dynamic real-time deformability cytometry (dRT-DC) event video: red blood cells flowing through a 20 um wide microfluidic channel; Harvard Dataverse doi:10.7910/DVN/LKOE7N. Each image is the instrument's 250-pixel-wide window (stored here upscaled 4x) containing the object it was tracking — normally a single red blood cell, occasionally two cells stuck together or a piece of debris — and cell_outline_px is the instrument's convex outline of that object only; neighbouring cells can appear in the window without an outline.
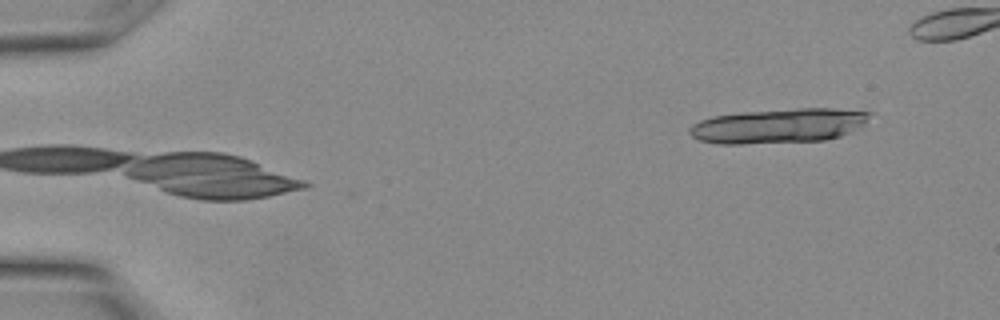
{"species": "Egyptian fruit bat (a non-hibernating species)", "species_latin": "Rousettus aegyptiacus", "temperature_condition": "warm", "stored_images_in_passage": 3, "camera_frame_rate_fps": 3000, "um_per_image_px": 0.085, "animal": {"sex": "female"}, "frame": {"image": 1, "passage_image": 3, "time_ms": 0.667, "image_size_px": [1000, 320], "cell_outline_px": [[872, 112], [864, 124], [852, 132], [840, 136], [824, 140], [740, 144], [716, 144], [700, 140], [692, 136], [688, 132], [688, 128], [692, 124], [700, 120], [712, 116], [744, 112], [796, 108], [832, 108]], "centroid_in_image_um": [66.16, 10.69], "position_along_channel_um": 18.8, "area_um2": 36.41}}